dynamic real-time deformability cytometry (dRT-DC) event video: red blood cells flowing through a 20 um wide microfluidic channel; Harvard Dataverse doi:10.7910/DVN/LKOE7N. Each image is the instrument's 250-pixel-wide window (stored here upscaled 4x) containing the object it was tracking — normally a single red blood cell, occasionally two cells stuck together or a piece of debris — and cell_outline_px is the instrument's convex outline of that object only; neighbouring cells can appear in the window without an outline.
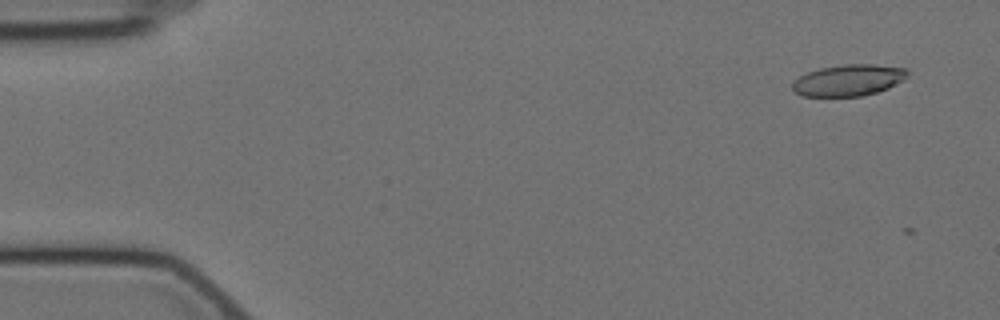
{"species": "Egyptian fruit bat (a non-hibernating species)", "species_latin": "Rousettus aegyptiacus", "temperature_condition": "cold", "stored_images_in_passage": 3, "camera_frame_rate_fps": 3000, "um_per_image_px": 0.085, "animal": {"sex": "female"}, "frame": {"image": 1, "passage_image": 2, "time_ms": 0.333, "image_size_px": [1000, 320], "cell_outline_px": [[908, 72], [904, 80], [888, 88], [876, 92], [860, 96], [804, 96], [792, 92], [792, 80], [808, 72], [820, 68], [844, 64], [872, 64], [908, 68]], "centroid_in_image_um": [72.1, 6.81], "position_along_channel_um": 12.9, "area_um2": 21.15}}